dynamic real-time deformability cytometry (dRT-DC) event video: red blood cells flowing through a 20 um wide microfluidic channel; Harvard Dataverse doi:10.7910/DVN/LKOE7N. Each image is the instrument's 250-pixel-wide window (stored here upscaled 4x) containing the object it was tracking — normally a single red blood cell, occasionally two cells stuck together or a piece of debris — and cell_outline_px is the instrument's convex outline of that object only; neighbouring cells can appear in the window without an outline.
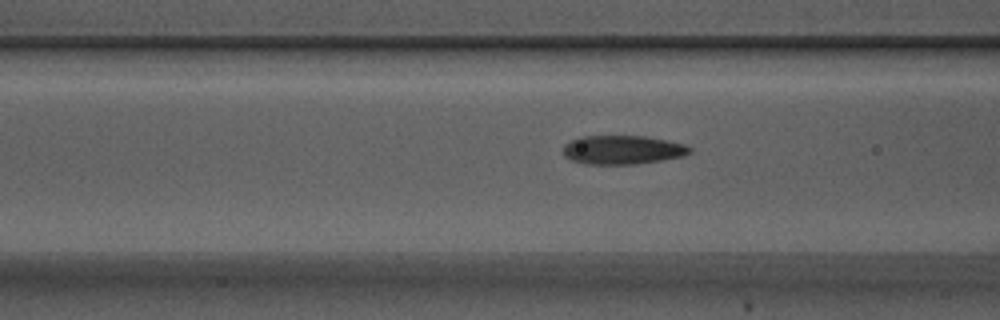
{"species": "Egyptian fruit bat (a non-hibernating species)", "species_latin": "Rousettus aegyptiacus", "temperature_condition": "warm", "stored_images_in_passage": 30, "camera_frame_rate_fps": 3000, "um_per_image_px": 0.085, "animal": {"sex": "male"}, "frame": {"image": 1, "passage_image": 8, "time_ms": 2.333, "image_size_px": [1000, 320], "cell_outline_px": [[692, 152], [684, 156], [636, 164], [584, 164], [572, 160], [564, 156], [564, 144], [580, 136], [644, 136], [684, 144], [692, 148]], "centroid_in_image_um": [52.91, 12.74], "position_along_channel_um": 113.7, "area_um2": 21.21}}
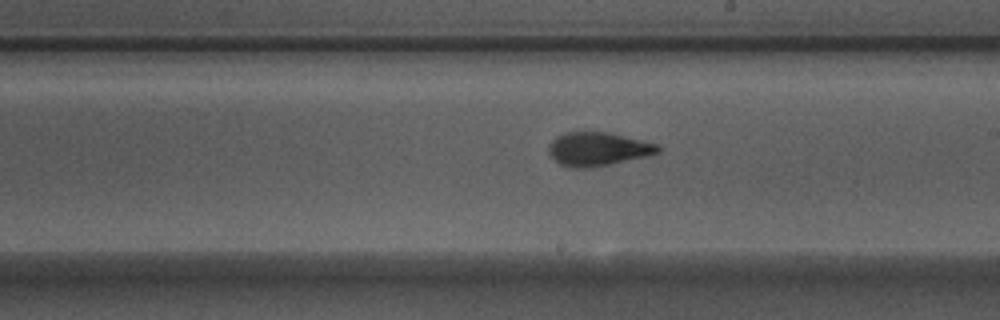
{"frame": {"image": 2, "passage_image": 18, "time_ms": 5.667, "image_size_px": [1000, 320], "cell_outline_px": [[660, 152], [644, 156], [608, 164], [588, 168], [568, 168], [560, 164], [548, 152], [548, 144], [556, 136], [564, 132], [584, 128], [608, 132], [660, 144]], "centroid_in_image_um": [50.76, 12.61], "position_along_channel_um": 238.2, "area_um2": 21.96}}
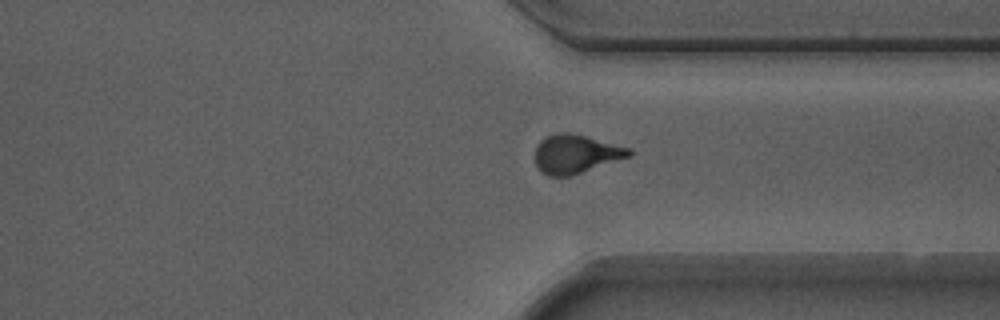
{"frame": {"image": 3, "passage_image": 28, "time_ms": 9.0, "image_size_px": [1000, 320], "cell_outline_px": [[632, 156], [568, 176], [548, 176], [540, 172], [536, 168], [536, 148], [540, 140], [544, 136], [556, 132], [568, 132], [588, 136], [632, 148]], "centroid_in_image_um": [48.94, 13.07], "position_along_channel_um": 362.5, "area_um2": 21.44}}